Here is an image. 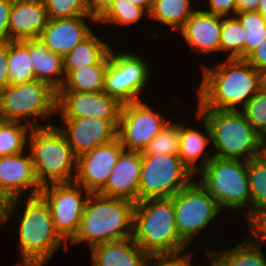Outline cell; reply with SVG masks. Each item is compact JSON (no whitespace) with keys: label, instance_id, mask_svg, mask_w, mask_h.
<instances>
[{"label":"cell","instance_id":"cell-1","mask_svg":"<svg viewBox=\"0 0 266 266\" xmlns=\"http://www.w3.org/2000/svg\"><path fill=\"white\" fill-rule=\"evenodd\" d=\"M21 204L24 205L20 214ZM14 215L19 218L17 249L21 251L22 256V261L14 266H43L59 248L64 246L65 251L68 249V243L54 227L48 204L40 195L5 202L4 224L11 221Z\"/></svg>","mask_w":266,"mask_h":266},{"label":"cell","instance_id":"cell-2","mask_svg":"<svg viewBox=\"0 0 266 266\" xmlns=\"http://www.w3.org/2000/svg\"><path fill=\"white\" fill-rule=\"evenodd\" d=\"M216 63L200 66L196 109L241 110L261 88L260 72L245 59Z\"/></svg>","mask_w":266,"mask_h":266},{"label":"cell","instance_id":"cell-3","mask_svg":"<svg viewBox=\"0 0 266 266\" xmlns=\"http://www.w3.org/2000/svg\"><path fill=\"white\" fill-rule=\"evenodd\" d=\"M134 203L125 199L91 193L86 201L72 245H97L132 237Z\"/></svg>","mask_w":266,"mask_h":266},{"label":"cell","instance_id":"cell-4","mask_svg":"<svg viewBox=\"0 0 266 266\" xmlns=\"http://www.w3.org/2000/svg\"><path fill=\"white\" fill-rule=\"evenodd\" d=\"M173 197L149 198L134 204L132 238L148 255L188 251L175 224Z\"/></svg>","mask_w":266,"mask_h":266},{"label":"cell","instance_id":"cell-5","mask_svg":"<svg viewBox=\"0 0 266 266\" xmlns=\"http://www.w3.org/2000/svg\"><path fill=\"white\" fill-rule=\"evenodd\" d=\"M27 149L41 188L74 182L77 157L55 124L32 128L28 136Z\"/></svg>","mask_w":266,"mask_h":266},{"label":"cell","instance_id":"cell-6","mask_svg":"<svg viewBox=\"0 0 266 266\" xmlns=\"http://www.w3.org/2000/svg\"><path fill=\"white\" fill-rule=\"evenodd\" d=\"M196 111L208 123L214 157L248 162L259 156L260 135L240 110Z\"/></svg>","mask_w":266,"mask_h":266},{"label":"cell","instance_id":"cell-7","mask_svg":"<svg viewBox=\"0 0 266 266\" xmlns=\"http://www.w3.org/2000/svg\"><path fill=\"white\" fill-rule=\"evenodd\" d=\"M196 180L217 201L223 211L250 214L247 162L214 157L195 175ZM245 208V209H244Z\"/></svg>","mask_w":266,"mask_h":266},{"label":"cell","instance_id":"cell-8","mask_svg":"<svg viewBox=\"0 0 266 266\" xmlns=\"http://www.w3.org/2000/svg\"><path fill=\"white\" fill-rule=\"evenodd\" d=\"M54 114L56 91L43 81L8 85L0 92V118L3 121H23L31 128L45 127L54 124L53 119L49 120ZM39 120L45 122L44 125H40Z\"/></svg>","mask_w":266,"mask_h":266},{"label":"cell","instance_id":"cell-9","mask_svg":"<svg viewBox=\"0 0 266 266\" xmlns=\"http://www.w3.org/2000/svg\"><path fill=\"white\" fill-rule=\"evenodd\" d=\"M173 205L177 232L189 246L224 212L196 178L173 196Z\"/></svg>","mask_w":266,"mask_h":266},{"label":"cell","instance_id":"cell-10","mask_svg":"<svg viewBox=\"0 0 266 266\" xmlns=\"http://www.w3.org/2000/svg\"><path fill=\"white\" fill-rule=\"evenodd\" d=\"M194 178L178 155H142L139 201L171 198Z\"/></svg>","mask_w":266,"mask_h":266},{"label":"cell","instance_id":"cell-11","mask_svg":"<svg viewBox=\"0 0 266 266\" xmlns=\"http://www.w3.org/2000/svg\"><path fill=\"white\" fill-rule=\"evenodd\" d=\"M111 49L105 72L104 92L121 104L142 100L139 95L150 80L148 61L135 53Z\"/></svg>","mask_w":266,"mask_h":266},{"label":"cell","instance_id":"cell-12","mask_svg":"<svg viewBox=\"0 0 266 266\" xmlns=\"http://www.w3.org/2000/svg\"><path fill=\"white\" fill-rule=\"evenodd\" d=\"M169 121V116L155 111L144 100L126 103L122 105L117 138L124 150L143 152Z\"/></svg>","mask_w":266,"mask_h":266},{"label":"cell","instance_id":"cell-13","mask_svg":"<svg viewBox=\"0 0 266 266\" xmlns=\"http://www.w3.org/2000/svg\"><path fill=\"white\" fill-rule=\"evenodd\" d=\"M39 195L48 204L56 231L69 243L78 232L90 193L73 182L44 186Z\"/></svg>","mask_w":266,"mask_h":266},{"label":"cell","instance_id":"cell-14","mask_svg":"<svg viewBox=\"0 0 266 266\" xmlns=\"http://www.w3.org/2000/svg\"><path fill=\"white\" fill-rule=\"evenodd\" d=\"M122 105L106 92H56V116L119 120Z\"/></svg>","mask_w":266,"mask_h":266},{"label":"cell","instance_id":"cell-15","mask_svg":"<svg viewBox=\"0 0 266 266\" xmlns=\"http://www.w3.org/2000/svg\"><path fill=\"white\" fill-rule=\"evenodd\" d=\"M124 147L120 140L98 146L77 157L74 183L91 193H99L107 183Z\"/></svg>","mask_w":266,"mask_h":266},{"label":"cell","instance_id":"cell-16","mask_svg":"<svg viewBox=\"0 0 266 266\" xmlns=\"http://www.w3.org/2000/svg\"><path fill=\"white\" fill-rule=\"evenodd\" d=\"M60 119L62 126L55 125L66 137L76 157L117 138L119 120L94 117Z\"/></svg>","mask_w":266,"mask_h":266},{"label":"cell","instance_id":"cell-17","mask_svg":"<svg viewBox=\"0 0 266 266\" xmlns=\"http://www.w3.org/2000/svg\"><path fill=\"white\" fill-rule=\"evenodd\" d=\"M40 191L29 151L0 157V197L5 202L25 193L27 197L38 196Z\"/></svg>","mask_w":266,"mask_h":266},{"label":"cell","instance_id":"cell-18","mask_svg":"<svg viewBox=\"0 0 266 266\" xmlns=\"http://www.w3.org/2000/svg\"><path fill=\"white\" fill-rule=\"evenodd\" d=\"M90 23L96 25L97 20L93 16L49 19L38 39L49 50L65 57L94 31Z\"/></svg>","mask_w":266,"mask_h":266},{"label":"cell","instance_id":"cell-19","mask_svg":"<svg viewBox=\"0 0 266 266\" xmlns=\"http://www.w3.org/2000/svg\"><path fill=\"white\" fill-rule=\"evenodd\" d=\"M142 152L123 150L99 194L139 202Z\"/></svg>","mask_w":266,"mask_h":266},{"label":"cell","instance_id":"cell-20","mask_svg":"<svg viewBox=\"0 0 266 266\" xmlns=\"http://www.w3.org/2000/svg\"><path fill=\"white\" fill-rule=\"evenodd\" d=\"M222 16L196 9L178 31L194 53L220 52Z\"/></svg>","mask_w":266,"mask_h":266},{"label":"cell","instance_id":"cell-21","mask_svg":"<svg viewBox=\"0 0 266 266\" xmlns=\"http://www.w3.org/2000/svg\"><path fill=\"white\" fill-rule=\"evenodd\" d=\"M48 20L43 0H13L8 23L9 41L39 38Z\"/></svg>","mask_w":266,"mask_h":266},{"label":"cell","instance_id":"cell-22","mask_svg":"<svg viewBox=\"0 0 266 266\" xmlns=\"http://www.w3.org/2000/svg\"><path fill=\"white\" fill-rule=\"evenodd\" d=\"M196 121H201L203 130L201 131L196 126L185 125L180 121V148L179 157L181 161L196 175L198 171L204 168L213 158V150L210 147L211 132L206 120L196 111ZM201 119V120H200ZM199 163V164H198Z\"/></svg>","mask_w":266,"mask_h":266},{"label":"cell","instance_id":"cell-23","mask_svg":"<svg viewBox=\"0 0 266 266\" xmlns=\"http://www.w3.org/2000/svg\"><path fill=\"white\" fill-rule=\"evenodd\" d=\"M89 251L91 266H144L148 258L132 237L103 243Z\"/></svg>","mask_w":266,"mask_h":266},{"label":"cell","instance_id":"cell-24","mask_svg":"<svg viewBox=\"0 0 266 266\" xmlns=\"http://www.w3.org/2000/svg\"><path fill=\"white\" fill-rule=\"evenodd\" d=\"M29 53L36 80L57 92L65 81L63 57L49 50L38 38L29 39Z\"/></svg>","mask_w":266,"mask_h":266},{"label":"cell","instance_id":"cell-25","mask_svg":"<svg viewBox=\"0 0 266 266\" xmlns=\"http://www.w3.org/2000/svg\"><path fill=\"white\" fill-rule=\"evenodd\" d=\"M246 239V240H245ZM235 243L232 248L207 250L205 252L208 266H266V254L263 245L250 242L247 238Z\"/></svg>","mask_w":266,"mask_h":266},{"label":"cell","instance_id":"cell-26","mask_svg":"<svg viewBox=\"0 0 266 266\" xmlns=\"http://www.w3.org/2000/svg\"><path fill=\"white\" fill-rule=\"evenodd\" d=\"M93 31L86 39L73 48L65 57L64 69H79L84 66L108 64L112 49L108 41L100 39Z\"/></svg>","mask_w":266,"mask_h":266},{"label":"cell","instance_id":"cell-27","mask_svg":"<svg viewBox=\"0 0 266 266\" xmlns=\"http://www.w3.org/2000/svg\"><path fill=\"white\" fill-rule=\"evenodd\" d=\"M193 0H153L148 19H152L178 32L196 8Z\"/></svg>","mask_w":266,"mask_h":266},{"label":"cell","instance_id":"cell-28","mask_svg":"<svg viewBox=\"0 0 266 266\" xmlns=\"http://www.w3.org/2000/svg\"><path fill=\"white\" fill-rule=\"evenodd\" d=\"M108 64L64 69L65 81L58 91L101 92L104 91L105 72Z\"/></svg>","mask_w":266,"mask_h":266},{"label":"cell","instance_id":"cell-29","mask_svg":"<svg viewBox=\"0 0 266 266\" xmlns=\"http://www.w3.org/2000/svg\"><path fill=\"white\" fill-rule=\"evenodd\" d=\"M29 53V39L8 42L9 85L28 83L36 80Z\"/></svg>","mask_w":266,"mask_h":266},{"label":"cell","instance_id":"cell-30","mask_svg":"<svg viewBox=\"0 0 266 266\" xmlns=\"http://www.w3.org/2000/svg\"><path fill=\"white\" fill-rule=\"evenodd\" d=\"M245 30L236 16H222L220 53L226 59H245Z\"/></svg>","mask_w":266,"mask_h":266},{"label":"cell","instance_id":"cell-31","mask_svg":"<svg viewBox=\"0 0 266 266\" xmlns=\"http://www.w3.org/2000/svg\"><path fill=\"white\" fill-rule=\"evenodd\" d=\"M149 14L140 6L129 0H115L107 11L97 20V25L130 27L139 24ZM139 22V23H138Z\"/></svg>","mask_w":266,"mask_h":266},{"label":"cell","instance_id":"cell-32","mask_svg":"<svg viewBox=\"0 0 266 266\" xmlns=\"http://www.w3.org/2000/svg\"><path fill=\"white\" fill-rule=\"evenodd\" d=\"M31 127L25 123L0 121V157L25 151Z\"/></svg>","mask_w":266,"mask_h":266},{"label":"cell","instance_id":"cell-33","mask_svg":"<svg viewBox=\"0 0 266 266\" xmlns=\"http://www.w3.org/2000/svg\"><path fill=\"white\" fill-rule=\"evenodd\" d=\"M180 121L170 120L142 152V155H179Z\"/></svg>","mask_w":266,"mask_h":266},{"label":"cell","instance_id":"cell-34","mask_svg":"<svg viewBox=\"0 0 266 266\" xmlns=\"http://www.w3.org/2000/svg\"><path fill=\"white\" fill-rule=\"evenodd\" d=\"M245 30V58L266 40V18L257 11L236 13Z\"/></svg>","mask_w":266,"mask_h":266},{"label":"cell","instance_id":"cell-35","mask_svg":"<svg viewBox=\"0 0 266 266\" xmlns=\"http://www.w3.org/2000/svg\"><path fill=\"white\" fill-rule=\"evenodd\" d=\"M247 177L250 188V213L266 206V162L259 157L247 162Z\"/></svg>","mask_w":266,"mask_h":266},{"label":"cell","instance_id":"cell-36","mask_svg":"<svg viewBox=\"0 0 266 266\" xmlns=\"http://www.w3.org/2000/svg\"><path fill=\"white\" fill-rule=\"evenodd\" d=\"M49 19L92 16L87 0H43Z\"/></svg>","mask_w":266,"mask_h":266},{"label":"cell","instance_id":"cell-37","mask_svg":"<svg viewBox=\"0 0 266 266\" xmlns=\"http://www.w3.org/2000/svg\"><path fill=\"white\" fill-rule=\"evenodd\" d=\"M240 111L260 136L266 133V89L260 88Z\"/></svg>","mask_w":266,"mask_h":266},{"label":"cell","instance_id":"cell-38","mask_svg":"<svg viewBox=\"0 0 266 266\" xmlns=\"http://www.w3.org/2000/svg\"><path fill=\"white\" fill-rule=\"evenodd\" d=\"M247 239L258 245H266V206L254 209L247 217Z\"/></svg>","mask_w":266,"mask_h":266},{"label":"cell","instance_id":"cell-39","mask_svg":"<svg viewBox=\"0 0 266 266\" xmlns=\"http://www.w3.org/2000/svg\"><path fill=\"white\" fill-rule=\"evenodd\" d=\"M193 253L188 250L175 254H151L144 266H193Z\"/></svg>","mask_w":266,"mask_h":266},{"label":"cell","instance_id":"cell-40","mask_svg":"<svg viewBox=\"0 0 266 266\" xmlns=\"http://www.w3.org/2000/svg\"><path fill=\"white\" fill-rule=\"evenodd\" d=\"M208 5L205 12L220 16H235L237 11V0H207ZM209 9V10H208Z\"/></svg>","mask_w":266,"mask_h":266},{"label":"cell","instance_id":"cell-41","mask_svg":"<svg viewBox=\"0 0 266 266\" xmlns=\"http://www.w3.org/2000/svg\"><path fill=\"white\" fill-rule=\"evenodd\" d=\"M13 0H0V43L9 42L8 23Z\"/></svg>","mask_w":266,"mask_h":266},{"label":"cell","instance_id":"cell-42","mask_svg":"<svg viewBox=\"0 0 266 266\" xmlns=\"http://www.w3.org/2000/svg\"><path fill=\"white\" fill-rule=\"evenodd\" d=\"M245 60L257 71L266 67V40L254 49Z\"/></svg>","mask_w":266,"mask_h":266},{"label":"cell","instance_id":"cell-43","mask_svg":"<svg viewBox=\"0 0 266 266\" xmlns=\"http://www.w3.org/2000/svg\"><path fill=\"white\" fill-rule=\"evenodd\" d=\"M8 42L0 43V92L9 85L8 76Z\"/></svg>","mask_w":266,"mask_h":266},{"label":"cell","instance_id":"cell-44","mask_svg":"<svg viewBox=\"0 0 266 266\" xmlns=\"http://www.w3.org/2000/svg\"><path fill=\"white\" fill-rule=\"evenodd\" d=\"M115 0H87L90 15L98 20Z\"/></svg>","mask_w":266,"mask_h":266},{"label":"cell","instance_id":"cell-45","mask_svg":"<svg viewBox=\"0 0 266 266\" xmlns=\"http://www.w3.org/2000/svg\"><path fill=\"white\" fill-rule=\"evenodd\" d=\"M260 0H237L236 13L256 11Z\"/></svg>","mask_w":266,"mask_h":266},{"label":"cell","instance_id":"cell-46","mask_svg":"<svg viewBox=\"0 0 266 266\" xmlns=\"http://www.w3.org/2000/svg\"><path fill=\"white\" fill-rule=\"evenodd\" d=\"M261 160L266 162V133L260 136L259 156Z\"/></svg>","mask_w":266,"mask_h":266},{"label":"cell","instance_id":"cell-47","mask_svg":"<svg viewBox=\"0 0 266 266\" xmlns=\"http://www.w3.org/2000/svg\"><path fill=\"white\" fill-rule=\"evenodd\" d=\"M130 2L134 3L142 7L148 14L151 11L153 0H129Z\"/></svg>","mask_w":266,"mask_h":266},{"label":"cell","instance_id":"cell-48","mask_svg":"<svg viewBox=\"0 0 266 266\" xmlns=\"http://www.w3.org/2000/svg\"><path fill=\"white\" fill-rule=\"evenodd\" d=\"M256 11L261 13L266 18V0L259 1Z\"/></svg>","mask_w":266,"mask_h":266},{"label":"cell","instance_id":"cell-49","mask_svg":"<svg viewBox=\"0 0 266 266\" xmlns=\"http://www.w3.org/2000/svg\"><path fill=\"white\" fill-rule=\"evenodd\" d=\"M4 207L5 201L0 197V227L3 228L4 226Z\"/></svg>","mask_w":266,"mask_h":266},{"label":"cell","instance_id":"cell-50","mask_svg":"<svg viewBox=\"0 0 266 266\" xmlns=\"http://www.w3.org/2000/svg\"><path fill=\"white\" fill-rule=\"evenodd\" d=\"M259 72H260L261 88L266 89V67L260 70Z\"/></svg>","mask_w":266,"mask_h":266}]
</instances>
